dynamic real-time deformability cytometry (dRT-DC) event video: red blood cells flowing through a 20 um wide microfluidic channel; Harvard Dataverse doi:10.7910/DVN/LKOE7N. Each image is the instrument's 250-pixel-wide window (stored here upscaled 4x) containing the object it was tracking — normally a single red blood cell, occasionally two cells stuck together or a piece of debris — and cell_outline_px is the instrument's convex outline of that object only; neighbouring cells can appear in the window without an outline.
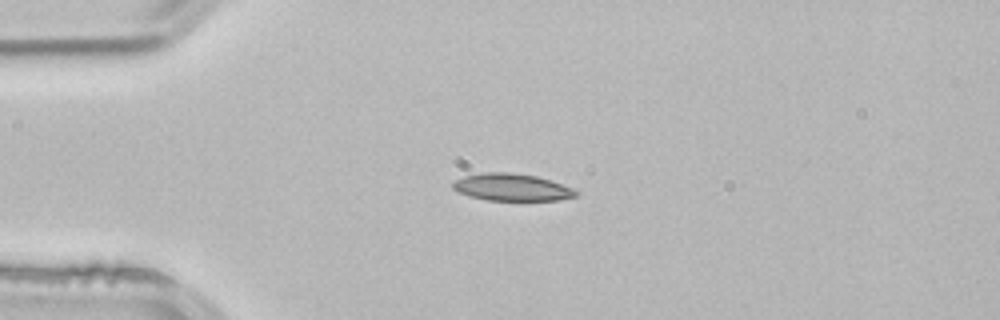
{"species": "common noctule bat (a hibernating species)", "species_latin": "Nyctalus noctula", "temperature_condition": "room temperature", "stored_images_in_passage": 3, "camera_frame_rate_fps": 3000, "um_per_image_px": 0.085, "animal": {"sex": "male", "body_mass_g": 21.5, "forearm_length_mm": 52.0}, "frame": {"image": 1, "passage_image": 2, "time_ms": 0.333, "image_size_px": [1000, 320], "cell_outline_px": [[580, 192], [576, 196], [560, 200], [488, 200], [468, 196], [452, 188], [452, 180], [464, 176], [484, 172], [512, 172], [536, 176], [572, 188]], "centroid_in_image_um": [43.47, 15.91], "position_along_channel_um": 41.5, "area_um2": 19.48}}